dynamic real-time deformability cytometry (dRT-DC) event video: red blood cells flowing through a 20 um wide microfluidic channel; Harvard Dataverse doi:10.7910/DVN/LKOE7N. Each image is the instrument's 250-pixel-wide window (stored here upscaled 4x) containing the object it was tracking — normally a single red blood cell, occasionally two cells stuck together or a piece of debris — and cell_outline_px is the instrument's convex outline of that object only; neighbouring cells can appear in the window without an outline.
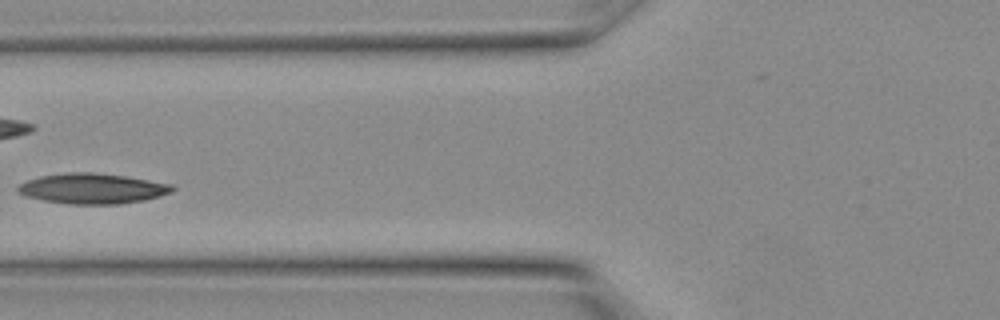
{"species": "Egyptian fruit bat (a non-hibernating species)", "species_latin": "Rousettus aegyptiacus", "temperature_condition": "warm", "stored_images_in_passage": 5, "camera_frame_rate_fps": 3000, "um_per_image_px": 0.085, "animal": {"sex": "female"}, "frame": {"image": 1, "passage_image": 4, "time_ms": 1.0, "image_size_px": [1000, 320], "cell_outline_px": [[176, 188], [172, 192], [160, 196], [144, 200], [120, 204], [68, 204], [44, 200], [24, 196], [16, 192], [16, 188], [20, 184], [28, 180], [40, 176], [68, 172], [92, 172], [124, 176], [172, 184]], "centroid_in_image_um": [7.84, 16.03], "position_along_channel_um": 118.0, "area_um2": 27.34}}